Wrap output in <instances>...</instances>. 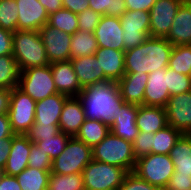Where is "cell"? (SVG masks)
Listing matches in <instances>:
<instances>
[{"instance_id":"6da1fadb","label":"cell","mask_w":191,"mask_h":190,"mask_svg":"<svg viewBox=\"0 0 191 190\" xmlns=\"http://www.w3.org/2000/svg\"><path fill=\"white\" fill-rule=\"evenodd\" d=\"M78 98L86 119L99 120L109 127L124 103L117 82L109 80L82 88Z\"/></svg>"},{"instance_id":"7a4b0ae2","label":"cell","mask_w":191,"mask_h":190,"mask_svg":"<svg viewBox=\"0 0 191 190\" xmlns=\"http://www.w3.org/2000/svg\"><path fill=\"white\" fill-rule=\"evenodd\" d=\"M172 49L166 38L149 37L137 47L125 50V73L149 74L167 68Z\"/></svg>"},{"instance_id":"3957f363","label":"cell","mask_w":191,"mask_h":190,"mask_svg":"<svg viewBox=\"0 0 191 190\" xmlns=\"http://www.w3.org/2000/svg\"><path fill=\"white\" fill-rule=\"evenodd\" d=\"M12 56L20 71L50 64L39 31L17 30L13 32Z\"/></svg>"},{"instance_id":"277c9868","label":"cell","mask_w":191,"mask_h":190,"mask_svg":"<svg viewBox=\"0 0 191 190\" xmlns=\"http://www.w3.org/2000/svg\"><path fill=\"white\" fill-rule=\"evenodd\" d=\"M92 159L119 166L127 172L134 171L136 165L132 142L115 136L111 132L92 148Z\"/></svg>"},{"instance_id":"5b68a950","label":"cell","mask_w":191,"mask_h":190,"mask_svg":"<svg viewBox=\"0 0 191 190\" xmlns=\"http://www.w3.org/2000/svg\"><path fill=\"white\" fill-rule=\"evenodd\" d=\"M128 172L108 163L93 160L83 169L85 190H119Z\"/></svg>"},{"instance_id":"8992f818","label":"cell","mask_w":191,"mask_h":190,"mask_svg":"<svg viewBox=\"0 0 191 190\" xmlns=\"http://www.w3.org/2000/svg\"><path fill=\"white\" fill-rule=\"evenodd\" d=\"M133 172L151 185L165 190L174 174V164L169 154L150 153L136 160Z\"/></svg>"},{"instance_id":"52a82bcc","label":"cell","mask_w":191,"mask_h":190,"mask_svg":"<svg viewBox=\"0 0 191 190\" xmlns=\"http://www.w3.org/2000/svg\"><path fill=\"white\" fill-rule=\"evenodd\" d=\"M92 161V148L76 137H70L63 152L52 161L51 171L57 174L82 173Z\"/></svg>"},{"instance_id":"ba28073f","label":"cell","mask_w":191,"mask_h":190,"mask_svg":"<svg viewBox=\"0 0 191 190\" xmlns=\"http://www.w3.org/2000/svg\"><path fill=\"white\" fill-rule=\"evenodd\" d=\"M18 87L36 102L58 93L50 64L21 71Z\"/></svg>"},{"instance_id":"9c48e42d","label":"cell","mask_w":191,"mask_h":190,"mask_svg":"<svg viewBox=\"0 0 191 190\" xmlns=\"http://www.w3.org/2000/svg\"><path fill=\"white\" fill-rule=\"evenodd\" d=\"M36 101L18 86L11 90L8 116L14 134L25 135L35 123Z\"/></svg>"},{"instance_id":"30bf717a","label":"cell","mask_w":191,"mask_h":190,"mask_svg":"<svg viewBox=\"0 0 191 190\" xmlns=\"http://www.w3.org/2000/svg\"><path fill=\"white\" fill-rule=\"evenodd\" d=\"M124 51L137 47L150 37V12L126 11L120 16Z\"/></svg>"},{"instance_id":"8fae6325","label":"cell","mask_w":191,"mask_h":190,"mask_svg":"<svg viewBox=\"0 0 191 190\" xmlns=\"http://www.w3.org/2000/svg\"><path fill=\"white\" fill-rule=\"evenodd\" d=\"M184 0H156L150 9V37L165 38Z\"/></svg>"},{"instance_id":"7c38bea8","label":"cell","mask_w":191,"mask_h":190,"mask_svg":"<svg viewBox=\"0 0 191 190\" xmlns=\"http://www.w3.org/2000/svg\"><path fill=\"white\" fill-rule=\"evenodd\" d=\"M49 63L70 60L72 35L46 23L40 30Z\"/></svg>"},{"instance_id":"4fadbf2b","label":"cell","mask_w":191,"mask_h":190,"mask_svg":"<svg viewBox=\"0 0 191 190\" xmlns=\"http://www.w3.org/2000/svg\"><path fill=\"white\" fill-rule=\"evenodd\" d=\"M165 111L168 125L187 134L191 130V91L170 96Z\"/></svg>"},{"instance_id":"5bb4252c","label":"cell","mask_w":191,"mask_h":190,"mask_svg":"<svg viewBox=\"0 0 191 190\" xmlns=\"http://www.w3.org/2000/svg\"><path fill=\"white\" fill-rule=\"evenodd\" d=\"M18 6L17 30L39 31L48 23L49 14L38 0H15Z\"/></svg>"},{"instance_id":"9a60e30c","label":"cell","mask_w":191,"mask_h":190,"mask_svg":"<svg viewBox=\"0 0 191 190\" xmlns=\"http://www.w3.org/2000/svg\"><path fill=\"white\" fill-rule=\"evenodd\" d=\"M93 33L98 47L124 51L123 29L120 24V17L101 16L99 24Z\"/></svg>"},{"instance_id":"2e32d148","label":"cell","mask_w":191,"mask_h":190,"mask_svg":"<svg viewBox=\"0 0 191 190\" xmlns=\"http://www.w3.org/2000/svg\"><path fill=\"white\" fill-rule=\"evenodd\" d=\"M56 90L68 97H77L82 90L71 60L50 63Z\"/></svg>"},{"instance_id":"e0dca14e","label":"cell","mask_w":191,"mask_h":190,"mask_svg":"<svg viewBox=\"0 0 191 190\" xmlns=\"http://www.w3.org/2000/svg\"><path fill=\"white\" fill-rule=\"evenodd\" d=\"M137 113L138 105L124 102L117 115L114 116L110 132L124 140L133 142L139 135V129L135 123Z\"/></svg>"},{"instance_id":"ac0fdd59","label":"cell","mask_w":191,"mask_h":190,"mask_svg":"<svg viewBox=\"0 0 191 190\" xmlns=\"http://www.w3.org/2000/svg\"><path fill=\"white\" fill-rule=\"evenodd\" d=\"M143 105L165 108L170 93L167 86L166 68L148 74Z\"/></svg>"},{"instance_id":"d6986e66","label":"cell","mask_w":191,"mask_h":190,"mask_svg":"<svg viewBox=\"0 0 191 190\" xmlns=\"http://www.w3.org/2000/svg\"><path fill=\"white\" fill-rule=\"evenodd\" d=\"M30 140L26 135L15 134L11 138V149L3 173L11 176L19 175L28 167Z\"/></svg>"},{"instance_id":"ffe728a7","label":"cell","mask_w":191,"mask_h":190,"mask_svg":"<svg viewBox=\"0 0 191 190\" xmlns=\"http://www.w3.org/2000/svg\"><path fill=\"white\" fill-rule=\"evenodd\" d=\"M85 119L83 105L78 96L68 97L64 102V107L60 115V131L70 137H75Z\"/></svg>"},{"instance_id":"44dd1931","label":"cell","mask_w":191,"mask_h":190,"mask_svg":"<svg viewBox=\"0 0 191 190\" xmlns=\"http://www.w3.org/2000/svg\"><path fill=\"white\" fill-rule=\"evenodd\" d=\"M94 55L109 81L118 82L123 77L125 74V51L98 47Z\"/></svg>"},{"instance_id":"7402d4cb","label":"cell","mask_w":191,"mask_h":190,"mask_svg":"<svg viewBox=\"0 0 191 190\" xmlns=\"http://www.w3.org/2000/svg\"><path fill=\"white\" fill-rule=\"evenodd\" d=\"M165 38L173 46L191 45V4L185 1L181 4Z\"/></svg>"},{"instance_id":"603a6c76","label":"cell","mask_w":191,"mask_h":190,"mask_svg":"<svg viewBox=\"0 0 191 190\" xmlns=\"http://www.w3.org/2000/svg\"><path fill=\"white\" fill-rule=\"evenodd\" d=\"M70 60L79 83L83 88L108 80L95 55L76 57Z\"/></svg>"},{"instance_id":"cb8c5ba5","label":"cell","mask_w":191,"mask_h":190,"mask_svg":"<svg viewBox=\"0 0 191 190\" xmlns=\"http://www.w3.org/2000/svg\"><path fill=\"white\" fill-rule=\"evenodd\" d=\"M148 74L125 73L117 82L120 95L124 102L143 105L144 91Z\"/></svg>"},{"instance_id":"d4e9b609","label":"cell","mask_w":191,"mask_h":190,"mask_svg":"<svg viewBox=\"0 0 191 190\" xmlns=\"http://www.w3.org/2000/svg\"><path fill=\"white\" fill-rule=\"evenodd\" d=\"M68 96L56 93L36 102L35 106V123L37 124H59L61 111L64 102Z\"/></svg>"},{"instance_id":"484cf974","label":"cell","mask_w":191,"mask_h":190,"mask_svg":"<svg viewBox=\"0 0 191 190\" xmlns=\"http://www.w3.org/2000/svg\"><path fill=\"white\" fill-rule=\"evenodd\" d=\"M136 125L139 132L156 133L168 125L165 108L138 105Z\"/></svg>"},{"instance_id":"4316f807","label":"cell","mask_w":191,"mask_h":190,"mask_svg":"<svg viewBox=\"0 0 191 190\" xmlns=\"http://www.w3.org/2000/svg\"><path fill=\"white\" fill-rule=\"evenodd\" d=\"M169 156L174 164V173L191 175V139L182 134L170 150Z\"/></svg>"},{"instance_id":"83f0119b","label":"cell","mask_w":191,"mask_h":190,"mask_svg":"<svg viewBox=\"0 0 191 190\" xmlns=\"http://www.w3.org/2000/svg\"><path fill=\"white\" fill-rule=\"evenodd\" d=\"M110 132V127L99 120L85 119L78 134L75 136L87 146L93 148L99 144Z\"/></svg>"},{"instance_id":"f1b7e54d","label":"cell","mask_w":191,"mask_h":190,"mask_svg":"<svg viewBox=\"0 0 191 190\" xmlns=\"http://www.w3.org/2000/svg\"><path fill=\"white\" fill-rule=\"evenodd\" d=\"M98 44L94 33L78 30L72 35L70 59L94 55Z\"/></svg>"},{"instance_id":"f546056e","label":"cell","mask_w":191,"mask_h":190,"mask_svg":"<svg viewBox=\"0 0 191 190\" xmlns=\"http://www.w3.org/2000/svg\"><path fill=\"white\" fill-rule=\"evenodd\" d=\"M50 171L27 167L15 177L22 190H47Z\"/></svg>"},{"instance_id":"4dcf8cb0","label":"cell","mask_w":191,"mask_h":190,"mask_svg":"<svg viewBox=\"0 0 191 190\" xmlns=\"http://www.w3.org/2000/svg\"><path fill=\"white\" fill-rule=\"evenodd\" d=\"M19 66L12 55L0 56V89L12 90L19 84Z\"/></svg>"},{"instance_id":"1f68e13d","label":"cell","mask_w":191,"mask_h":190,"mask_svg":"<svg viewBox=\"0 0 191 190\" xmlns=\"http://www.w3.org/2000/svg\"><path fill=\"white\" fill-rule=\"evenodd\" d=\"M182 133L174 127L167 125L165 128L153 134L152 153L169 154Z\"/></svg>"},{"instance_id":"d6a6232c","label":"cell","mask_w":191,"mask_h":190,"mask_svg":"<svg viewBox=\"0 0 191 190\" xmlns=\"http://www.w3.org/2000/svg\"><path fill=\"white\" fill-rule=\"evenodd\" d=\"M47 190H85L82 173H50Z\"/></svg>"},{"instance_id":"836d02e7","label":"cell","mask_w":191,"mask_h":190,"mask_svg":"<svg viewBox=\"0 0 191 190\" xmlns=\"http://www.w3.org/2000/svg\"><path fill=\"white\" fill-rule=\"evenodd\" d=\"M168 67L176 73L190 76L191 73V45L173 46Z\"/></svg>"},{"instance_id":"e575fe53","label":"cell","mask_w":191,"mask_h":190,"mask_svg":"<svg viewBox=\"0 0 191 190\" xmlns=\"http://www.w3.org/2000/svg\"><path fill=\"white\" fill-rule=\"evenodd\" d=\"M48 24L73 35L78 31V16L70 10L62 8L49 15Z\"/></svg>"},{"instance_id":"d590c367","label":"cell","mask_w":191,"mask_h":190,"mask_svg":"<svg viewBox=\"0 0 191 190\" xmlns=\"http://www.w3.org/2000/svg\"><path fill=\"white\" fill-rule=\"evenodd\" d=\"M18 13L15 0H0V28L11 32L17 31Z\"/></svg>"},{"instance_id":"8d00e7d4","label":"cell","mask_w":191,"mask_h":190,"mask_svg":"<svg viewBox=\"0 0 191 190\" xmlns=\"http://www.w3.org/2000/svg\"><path fill=\"white\" fill-rule=\"evenodd\" d=\"M69 139V135L60 132L55 136L39 139V141L35 143L42 151L46 152L53 161L63 152Z\"/></svg>"},{"instance_id":"74e56055","label":"cell","mask_w":191,"mask_h":190,"mask_svg":"<svg viewBox=\"0 0 191 190\" xmlns=\"http://www.w3.org/2000/svg\"><path fill=\"white\" fill-rule=\"evenodd\" d=\"M89 8L100 15L120 17L127 9L125 0H89Z\"/></svg>"},{"instance_id":"f35d334b","label":"cell","mask_w":191,"mask_h":190,"mask_svg":"<svg viewBox=\"0 0 191 190\" xmlns=\"http://www.w3.org/2000/svg\"><path fill=\"white\" fill-rule=\"evenodd\" d=\"M167 76V88L170 96L181 94L184 92L191 91V79L190 76L176 73L169 67L166 68Z\"/></svg>"},{"instance_id":"ab89813d","label":"cell","mask_w":191,"mask_h":190,"mask_svg":"<svg viewBox=\"0 0 191 190\" xmlns=\"http://www.w3.org/2000/svg\"><path fill=\"white\" fill-rule=\"evenodd\" d=\"M52 160L48 154L39 148L36 143L30 141V155L28 157V167L41 170H51Z\"/></svg>"},{"instance_id":"60d3db41","label":"cell","mask_w":191,"mask_h":190,"mask_svg":"<svg viewBox=\"0 0 191 190\" xmlns=\"http://www.w3.org/2000/svg\"><path fill=\"white\" fill-rule=\"evenodd\" d=\"M60 132L59 124L46 125L34 123L25 135L32 143H35L39 139L55 136Z\"/></svg>"},{"instance_id":"b9f144b4","label":"cell","mask_w":191,"mask_h":190,"mask_svg":"<svg viewBox=\"0 0 191 190\" xmlns=\"http://www.w3.org/2000/svg\"><path fill=\"white\" fill-rule=\"evenodd\" d=\"M152 138L153 133L139 132V135L132 142L133 154L136 160L152 153Z\"/></svg>"},{"instance_id":"7bdbcfd3","label":"cell","mask_w":191,"mask_h":190,"mask_svg":"<svg viewBox=\"0 0 191 190\" xmlns=\"http://www.w3.org/2000/svg\"><path fill=\"white\" fill-rule=\"evenodd\" d=\"M77 16L78 30L93 33L98 26L102 15L88 8L84 12L78 13Z\"/></svg>"},{"instance_id":"ee69618b","label":"cell","mask_w":191,"mask_h":190,"mask_svg":"<svg viewBox=\"0 0 191 190\" xmlns=\"http://www.w3.org/2000/svg\"><path fill=\"white\" fill-rule=\"evenodd\" d=\"M119 190H160L158 187L151 185L144 179L140 178L133 171L128 172L125 176L123 184Z\"/></svg>"},{"instance_id":"f6af8a7d","label":"cell","mask_w":191,"mask_h":190,"mask_svg":"<svg viewBox=\"0 0 191 190\" xmlns=\"http://www.w3.org/2000/svg\"><path fill=\"white\" fill-rule=\"evenodd\" d=\"M165 190H191V175L174 173Z\"/></svg>"},{"instance_id":"bcb514c9","label":"cell","mask_w":191,"mask_h":190,"mask_svg":"<svg viewBox=\"0 0 191 190\" xmlns=\"http://www.w3.org/2000/svg\"><path fill=\"white\" fill-rule=\"evenodd\" d=\"M13 32L0 28V56L12 55Z\"/></svg>"},{"instance_id":"7dc6e473","label":"cell","mask_w":191,"mask_h":190,"mask_svg":"<svg viewBox=\"0 0 191 190\" xmlns=\"http://www.w3.org/2000/svg\"><path fill=\"white\" fill-rule=\"evenodd\" d=\"M156 0H125L127 11L149 12Z\"/></svg>"},{"instance_id":"c3c4849f","label":"cell","mask_w":191,"mask_h":190,"mask_svg":"<svg viewBox=\"0 0 191 190\" xmlns=\"http://www.w3.org/2000/svg\"><path fill=\"white\" fill-rule=\"evenodd\" d=\"M63 8L78 14L89 8V0H62Z\"/></svg>"},{"instance_id":"681fc988","label":"cell","mask_w":191,"mask_h":190,"mask_svg":"<svg viewBox=\"0 0 191 190\" xmlns=\"http://www.w3.org/2000/svg\"><path fill=\"white\" fill-rule=\"evenodd\" d=\"M0 190H22L15 176L1 173Z\"/></svg>"},{"instance_id":"f907efd6","label":"cell","mask_w":191,"mask_h":190,"mask_svg":"<svg viewBox=\"0 0 191 190\" xmlns=\"http://www.w3.org/2000/svg\"><path fill=\"white\" fill-rule=\"evenodd\" d=\"M11 149V138L0 140V171H3L7 163Z\"/></svg>"},{"instance_id":"816d5d0a","label":"cell","mask_w":191,"mask_h":190,"mask_svg":"<svg viewBox=\"0 0 191 190\" xmlns=\"http://www.w3.org/2000/svg\"><path fill=\"white\" fill-rule=\"evenodd\" d=\"M15 134L12 132L8 114L0 115V140L12 138Z\"/></svg>"},{"instance_id":"f5cc1de1","label":"cell","mask_w":191,"mask_h":190,"mask_svg":"<svg viewBox=\"0 0 191 190\" xmlns=\"http://www.w3.org/2000/svg\"><path fill=\"white\" fill-rule=\"evenodd\" d=\"M11 100V90L0 89V115L8 114Z\"/></svg>"},{"instance_id":"db71d44e","label":"cell","mask_w":191,"mask_h":190,"mask_svg":"<svg viewBox=\"0 0 191 190\" xmlns=\"http://www.w3.org/2000/svg\"><path fill=\"white\" fill-rule=\"evenodd\" d=\"M38 1L46 9L49 15L63 8L62 0H38Z\"/></svg>"},{"instance_id":"11a10c76","label":"cell","mask_w":191,"mask_h":190,"mask_svg":"<svg viewBox=\"0 0 191 190\" xmlns=\"http://www.w3.org/2000/svg\"><path fill=\"white\" fill-rule=\"evenodd\" d=\"M187 135L191 139V130L187 133Z\"/></svg>"},{"instance_id":"9f6ffc18","label":"cell","mask_w":191,"mask_h":190,"mask_svg":"<svg viewBox=\"0 0 191 190\" xmlns=\"http://www.w3.org/2000/svg\"><path fill=\"white\" fill-rule=\"evenodd\" d=\"M185 2L191 4V0H184Z\"/></svg>"}]
</instances>
